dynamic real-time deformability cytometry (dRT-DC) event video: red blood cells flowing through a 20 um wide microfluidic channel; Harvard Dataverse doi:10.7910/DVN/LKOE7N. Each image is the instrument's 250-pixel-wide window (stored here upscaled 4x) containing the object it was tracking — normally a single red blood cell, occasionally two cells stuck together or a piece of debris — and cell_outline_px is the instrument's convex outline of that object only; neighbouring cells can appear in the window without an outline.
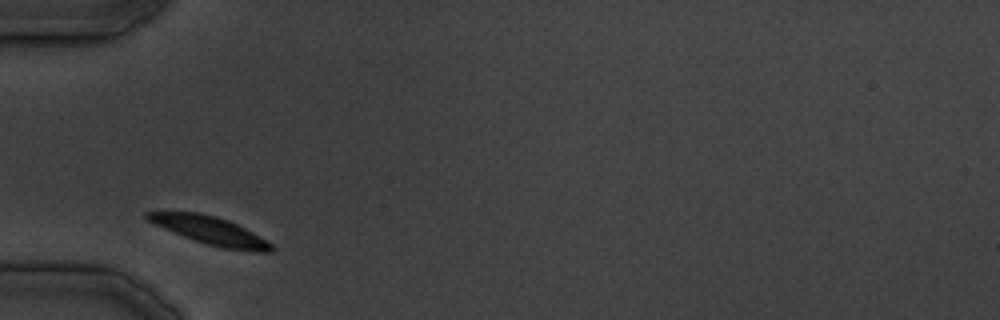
{"species": "common noctule bat (a hibernating species)", "species_latin": "Nyctalus noctula", "temperature_condition": "cold", "stored_images_in_passage": 21, "camera_frame_rate_fps": 3000, "um_per_image_px": 0.085, "animal": {"sex": "male", "body_mass_g": 19.5, "forearm_length_mm": 54.6}, "frame": {"image": 1, "passage_image": 1, "time_ms": 0.0, "image_size_px": [1000, 320], "cell_outline_px": [[276, 248], [272, 252], [256, 252], [224, 248], [208, 244], [184, 236], [164, 228], [148, 220], [144, 216], [144, 212], [200, 212], [216, 216], [228, 220], [252, 232], [272, 244]], "centroid_in_image_um": [17.91, 19.6], "position_along_channel_um": 67.1, "area_um2": 19.83}}
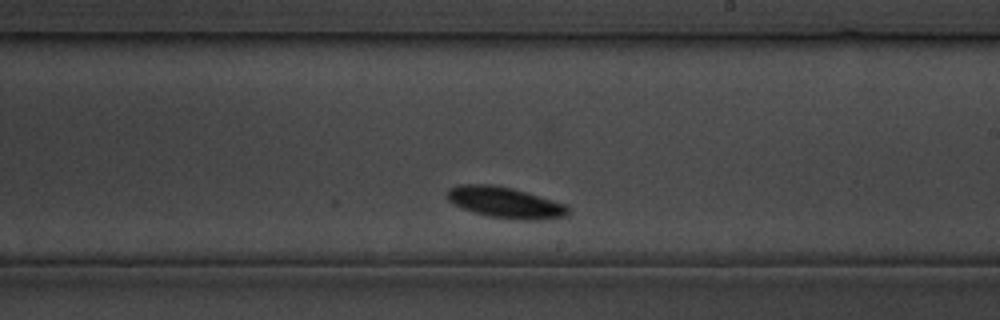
{"frame": {"image": 2, "passage_image": 12, "time_ms": 13.667, "image_size_px": [1000, 320], "cell_outline_px": [[568, 216], [544, 220], [520, 220], [488, 216], [464, 208], [448, 200], [448, 188], [456, 184], [492, 184], [512, 188], [552, 200], [564, 204], [568, 208]], "centroid_in_image_um": [42.95, 17.21], "position_along_channel_um": 246.0, "area_um2": 21.68}}